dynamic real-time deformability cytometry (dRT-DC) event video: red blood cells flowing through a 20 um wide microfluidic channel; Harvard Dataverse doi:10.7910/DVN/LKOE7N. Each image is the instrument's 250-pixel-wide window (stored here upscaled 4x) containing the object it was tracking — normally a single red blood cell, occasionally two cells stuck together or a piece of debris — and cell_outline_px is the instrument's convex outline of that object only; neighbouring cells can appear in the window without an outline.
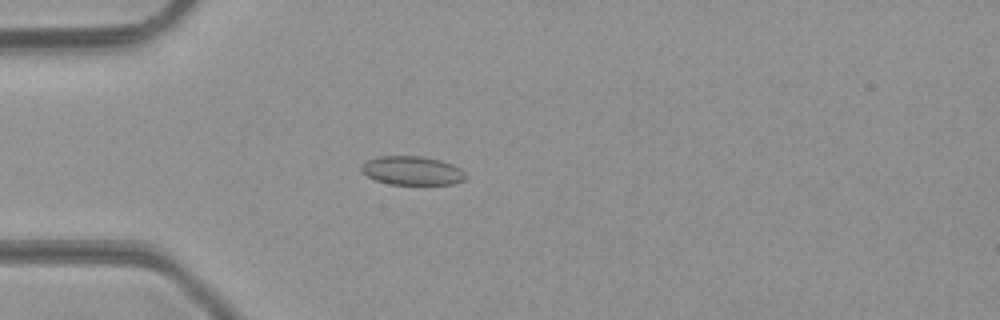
{"species": "common noctule bat (a hibernating species)", "species_latin": "Nyctalus noctula", "temperature_condition": "room temperature", "stored_images_in_passage": 45, "camera_frame_rate_fps": 3000, "um_per_image_px": 0.085, "animal": {"sex": "male", "body_mass_g": 23.1, "forearm_length_mm": 52.7}, "frame": {"image": 1, "passage_image": 11, "time_ms": 3.333, "image_size_px": [1000, 320], "cell_outline_px": [[468, 176], [464, 180], [452, 184], [388, 184], [376, 180], [368, 176], [360, 168], [368, 160], [380, 156], [420, 156], [440, 160], [452, 164], [460, 168]], "centroid_in_image_um": [35.07, 14.5], "position_along_channel_um": 49.9, "area_um2": 17.34}}
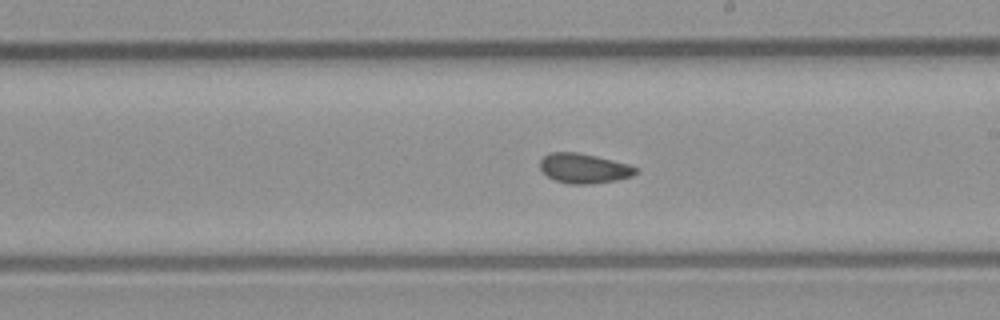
{"frame": {"image": 2, "passage_image": 25, "time_ms": 8.0, "image_size_px": [1000, 320], "cell_outline_px": [[640, 168], [632, 176], [616, 180], [592, 184], [568, 184], [556, 180], [548, 176], [540, 168], [540, 160], [548, 152], [576, 152], [596, 156], [628, 164]], "centroid_in_image_um": [49.64, 14.31], "position_along_channel_um": 239.4, "area_um2": 16.59}}
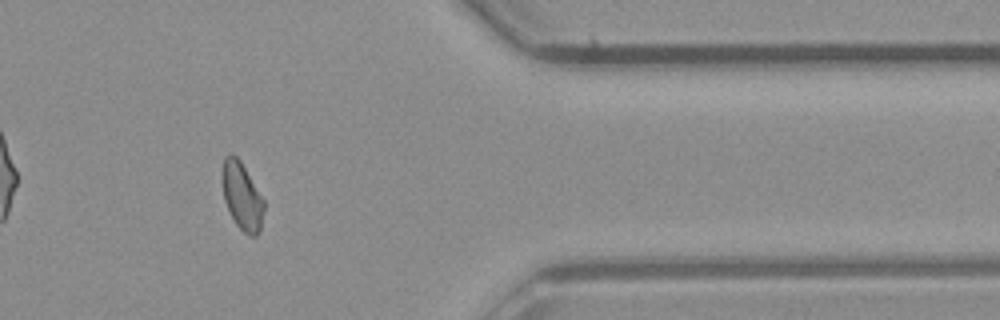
{"frame": {"image": 3, "passage_image": 37, "time_ms": 12.0, "image_size_px": [1000, 320], "cell_outline_px": [[264, 212], [260, 232], [256, 236], [248, 236], [236, 224], [224, 200], [220, 176], [224, 156], [228, 152], [232, 152], [240, 160], [264, 200]], "centroid_in_image_um": [20.54, 16.64], "position_along_channel_um": 390.9, "area_um2": 16.7}, "authors_computed_cell_mechanics": {"area_um2": 16.6464, "velocity_mm_per_s": 4.3244, "shape_relaxation_time_tau1_ms": null, "shape_relaxation_time_tau2_ms": 1.9241, "deformation_change_tau1": null, "deformation_change_tau2": 0.0638}}